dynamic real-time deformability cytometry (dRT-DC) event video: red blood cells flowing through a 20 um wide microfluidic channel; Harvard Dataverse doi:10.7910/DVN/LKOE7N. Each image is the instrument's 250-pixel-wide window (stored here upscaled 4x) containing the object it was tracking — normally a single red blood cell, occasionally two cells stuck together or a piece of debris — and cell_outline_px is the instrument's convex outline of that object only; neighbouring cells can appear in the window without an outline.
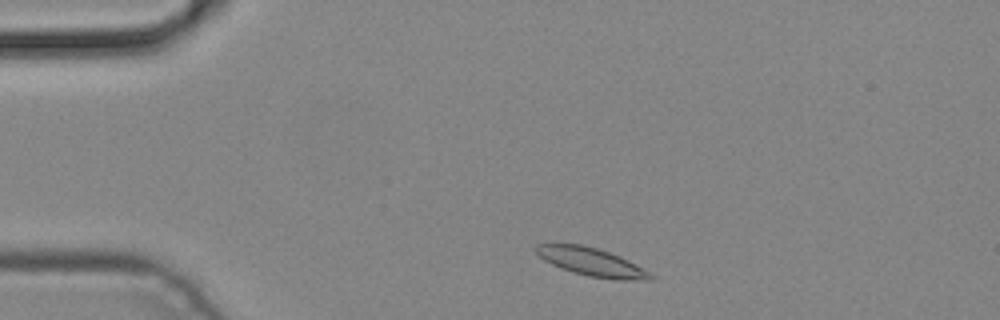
{"species": "common noctule bat (a hibernating species)", "species_latin": "Nyctalus noctula", "temperature_condition": "cold", "stored_images_in_passage": 2, "camera_frame_rate_fps": 3000, "um_per_image_px": 0.085, "animal": {"sex": "male", "body_mass_g": 19.2, "forearm_length_mm": 51.8}, "frame": {"image": 1, "passage_image": 1, "time_ms": 0.0, "image_size_px": [1000, 320], "cell_outline_px": [[656, 280], [620, 280], [588, 276], [572, 272], [552, 264], [544, 260], [536, 252], [536, 244], [580, 244], [596, 248], [620, 256], [628, 260], [648, 272]], "centroid_in_image_um": [50.28, 22.27], "position_along_channel_um": 34.7, "area_um2": 18.44}}